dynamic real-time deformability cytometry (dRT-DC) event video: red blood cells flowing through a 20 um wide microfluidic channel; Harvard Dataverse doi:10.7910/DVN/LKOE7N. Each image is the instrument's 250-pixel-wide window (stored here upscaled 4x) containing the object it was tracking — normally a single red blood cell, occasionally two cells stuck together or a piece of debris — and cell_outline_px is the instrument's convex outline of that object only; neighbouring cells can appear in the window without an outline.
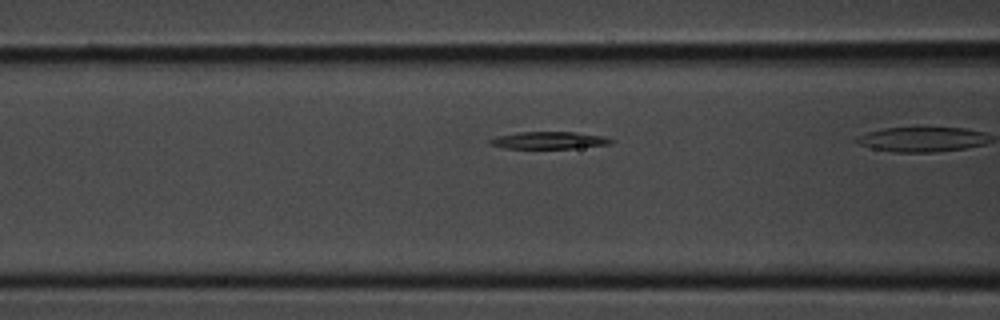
{"species": "common noctule bat (a hibernating species)", "species_latin": "Nyctalus noctula", "temperature_condition": "room temperature", "stored_images_in_passage": 21, "camera_frame_rate_fps": 3000, "um_per_image_px": 0.085, "animal": {"sex": "male", "body_mass_g": 20.1, "forearm_length_mm": 53.5}, "frame": {"image": 1, "passage_image": 7, "time_ms": 2.0, "image_size_px": [1000, 320], "cell_outline_px": [[612, 144], [572, 148], [504, 148], [488, 144], [488, 140], [496, 136], [516, 132], [576, 132], [604, 136], [612, 140]], "centroid_in_image_um": [46.61, 11.92], "position_along_channel_um": 120.0, "area_um2": 12.14}}